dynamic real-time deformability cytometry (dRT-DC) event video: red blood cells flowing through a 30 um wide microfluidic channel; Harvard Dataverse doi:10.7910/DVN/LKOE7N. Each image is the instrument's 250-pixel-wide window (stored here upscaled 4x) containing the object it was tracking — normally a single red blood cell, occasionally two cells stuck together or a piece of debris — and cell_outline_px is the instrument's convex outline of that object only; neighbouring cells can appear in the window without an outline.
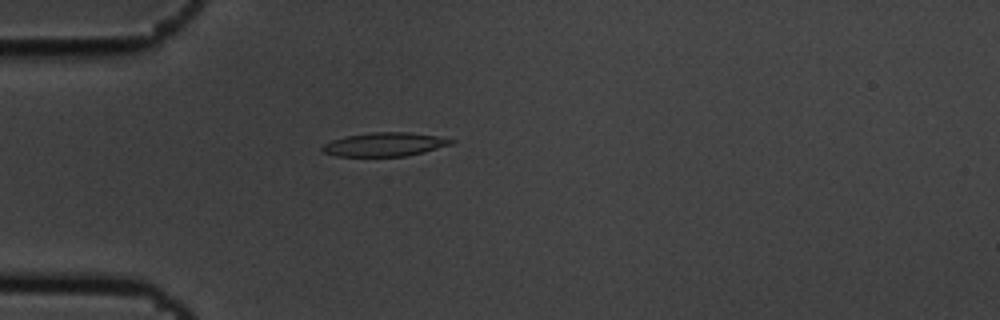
{"species": "common noctule bat (a hibernating species)", "species_latin": "Nyctalus noctula", "temperature_condition": "cold", "stored_images_in_passage": 4, "camera_frame_rate_fps": 3000, "um_per_image_px": 0.085, "animal": {"sex": "male", "body_mass_g": 19.5, "forearm_length_mm": 54.6}, "frame": {"image": 1, "passage_image": 3, "time_ms": 0.667, "image_size_px": [1000, 320], "cell_outline_px": [[456, 140], [452, 144], [424, 152], [404, 156], [336, 156], [324, 152], [320, 148], [324, 144], [332, 140], [344, 136], [372, 132], [408, 132], [436, 136]], "centroid_in_image_um": [32.68, 12.27], "position_along_channel_um": 52.3, "area_um2": 17.74}}